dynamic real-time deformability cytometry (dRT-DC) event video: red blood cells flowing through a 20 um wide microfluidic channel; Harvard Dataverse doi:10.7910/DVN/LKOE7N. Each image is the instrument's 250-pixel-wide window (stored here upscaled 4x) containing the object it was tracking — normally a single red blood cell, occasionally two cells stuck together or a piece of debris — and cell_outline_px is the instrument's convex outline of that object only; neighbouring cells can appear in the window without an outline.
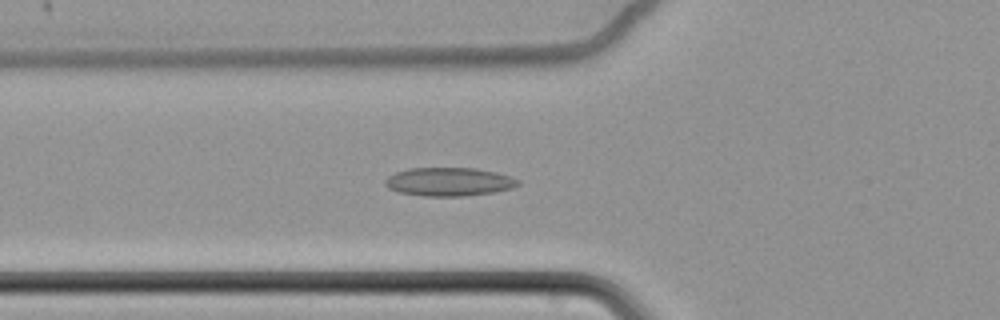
{"species": "common noctule bat (a hibernating species)", "species_latin": "Nyctalus noctula", "temperature_condition": "cold", "stored_images_in_passage": 51, "camera_frame_rate_fps": 3000, "um_per_image_px": 0.085, "animal": {"sex": "female", "body_mass_g": 22.7, "forearm_length_mm": 54.2}, "frame": {"image": 1, "passage_image": 13, "time_ms": 4.0, "image_size_px": [1000, 320], "cell_outline_px": [[520, 184], [512, 188], [492, 192], [464, 196], [424, 196], [400, 192], [388, 188], [384, 184], [384, 180], [388, 176], [396, 172], [408, 168], [476, 168], [496, 172], [512, 176], [520, 180]], "centroid_in_image_um": [38.17, 15.44], "position_along_channel_um": 87.6, "area_um2": 22.14}}
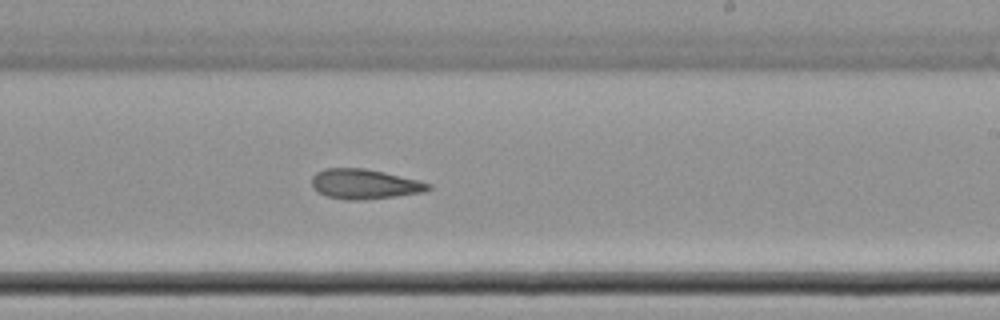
{"frame": {"image": 2, "passage_image": 28, "time_ms": 9.0, "image_size_px": [1000, 320], "cell_outline_px": [[432, 188], [424, 192], [396, 196], [356, 200], [344, 200], [328, 196], [316, 192], [312, 188], [312, 176], [316, 172], [324, 168], [364, 168], [384, 172], [432, 184]], "centroid_in_image_um": [30.94, 15.64], "position_along_channel_um": 258.1, "area_um2": 20.29}}
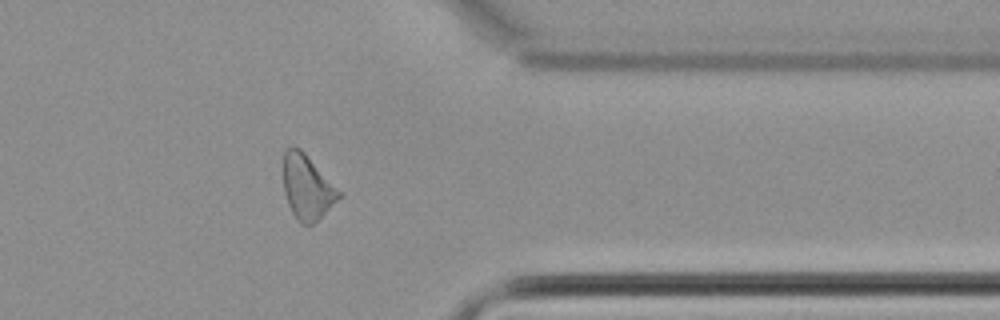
{"frame": {"image": 3, "passage_image": 40, "time_ms": 13.0, "image_size_px": [1000, 320], "cell_outline_px": [[344, 196], [312, 224], [300, 224], [292, 212], [288, 204], [284, 192], [284, 148], [292, 144], [300, 148], [344, 192]], "centroid_in_image_um": [26.15, 15.88], "position_along_channel_um": 385.2, "area_um2": 21.39}, "authors_computed_cell_mechanics": {"area_um2": 21.2126, "velocity_mm_per_s": 3.4125, "shape_relaxation_time_tau1_ms": null, "shape_relaxation_time_tau2_ms": 2.6089, "deformation_change_tau1": null, "deformation_change_tau2": 0.1054}}